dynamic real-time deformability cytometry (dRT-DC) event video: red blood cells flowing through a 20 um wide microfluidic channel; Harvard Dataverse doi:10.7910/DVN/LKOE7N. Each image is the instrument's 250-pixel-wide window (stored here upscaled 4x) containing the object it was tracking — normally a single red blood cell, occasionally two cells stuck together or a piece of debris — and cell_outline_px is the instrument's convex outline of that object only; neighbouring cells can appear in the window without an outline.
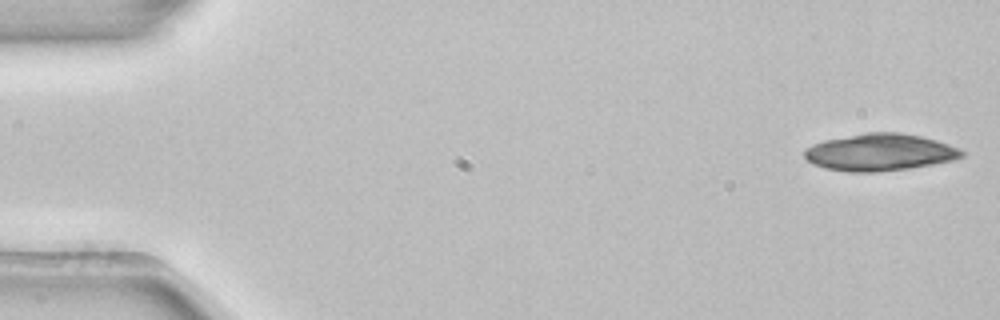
{"species": "common noctule bat (a hibernating species)", "species_latin": "Nyctalus noctula", "temperature_condition": "room temperature", "stored_images_in_passage": 6, "camera_frame_rate_fps": 3000, "um_per_image_px": 0.085, "animal": {"sex": "female", "body_mass_g": 22.7, "forearm_length_mm": 54.2}, "frame": {"image": 1, "passage_image": 1, "time_ms": 0.0, "image_size_px": [1000, 320], "cell_outline_px": [[964, 156], [952, 160], [932, 164], [908, 168], [876, 172], [848, 172], [824, 168], [808, 160], [804, 156], [804, 152], [812, 144], [824, 140], [864, 132], [896, 132], [920, 136], [936, 140], [960, 148], [964, 152]], "centroid_in_image_um": [74.78, 12.94], "position_along_channel_um": 10.2, "area_um2": 33.81}}